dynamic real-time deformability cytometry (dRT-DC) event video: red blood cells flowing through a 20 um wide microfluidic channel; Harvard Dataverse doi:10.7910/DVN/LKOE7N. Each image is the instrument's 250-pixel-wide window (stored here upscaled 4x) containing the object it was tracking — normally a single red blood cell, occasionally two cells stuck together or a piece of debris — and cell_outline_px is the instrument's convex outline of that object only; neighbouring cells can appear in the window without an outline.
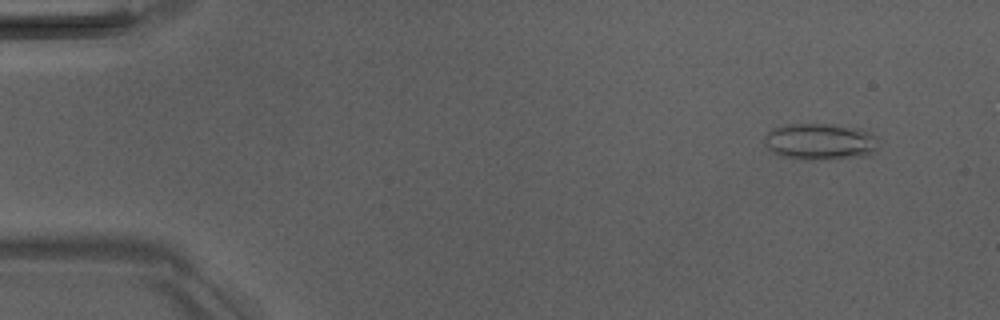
{"species": "Egyptian fruit bat (a non-hibernating species)", "species_latin": "Rousettus aegyptiacus", "temperature_condition": "room temperature", "stored_images_in_passage": 5, "camera_frame_rate_fps": 3000, "um_per_image_px": 0.085, "animal": {"sex": "male"}, "frame": {"image": 1, "passage_image": 2, "time_ms": 1.333, "image_size_px": [1000, 320], "cell_outline_px": [[876, 136], [872, 152], [864, 156], [828, 160], [808, 160], [780, 156], [772, 152], [764, 144], [764, 136], [772, 128], [788, 124], [832, 124], [856, 128], [868, 132]], "centroid_in_image_um": [69.62, 12.05], "position_along_channel_um": 15.4, "area_um2": 24.22}}